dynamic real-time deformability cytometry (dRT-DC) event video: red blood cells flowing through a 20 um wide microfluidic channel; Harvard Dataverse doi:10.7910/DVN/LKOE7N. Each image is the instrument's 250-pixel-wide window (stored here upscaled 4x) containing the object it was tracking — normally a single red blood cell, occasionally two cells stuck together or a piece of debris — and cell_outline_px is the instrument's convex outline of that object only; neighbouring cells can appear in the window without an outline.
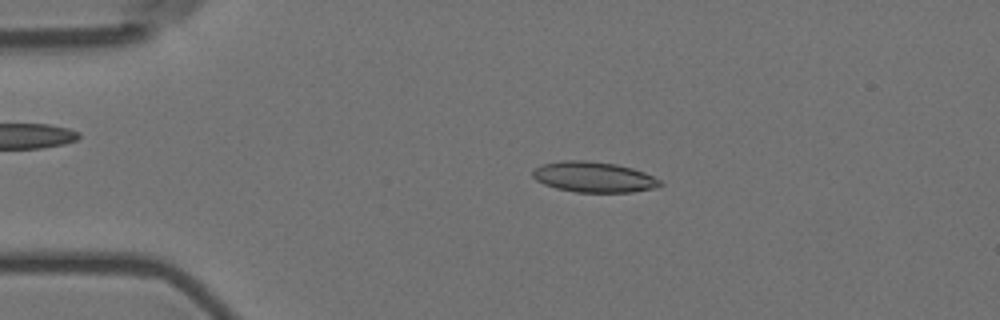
{"species": "Egyptian fruit bat (a non-hibernating species)", "species_latin": "Rousettus aegyptiacus", "temperature_condition": "room temperature", "stored_images_in_passage": 56, "camera_frame_rate_fps": 3000, "um_per_image_px": 0.085, "animal": {"sex": "female"}, "frame": {"image": 1, "passage_image": 11, "time_ms": 3.333, "image_size_px": [1000, 320], "cell_outline_px": [[664, 184], [656, 188], [632, 192], [576, 192], [556, 188], [544, 184], [536, 180], [532, 176], [532, 172], [536, 168], [544, 164], [564, 160], [588, 160], [616, 164], [632, 168], [644, 172], [660, 180]], "centroid_in_image_um": [50.49, 15.05], "position_along_channel_um": 34.5, "area_um2": 22.66}}
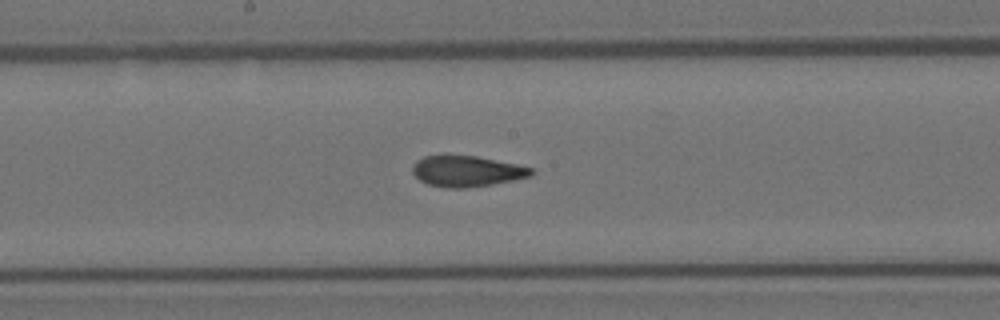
{"frame": {"image": 2, "passage_image": 29, "time_ms": 9.333, "image_size_px": [1000, 320], "cell_outline_px": [[536, 172], [532, 176], [492, 184], [464, 188], [444, 188], [428, 184], [420, 180], [412, 172], [412, 164], [416, 160], [424, 156], [476, 156], [516, 164], [532, 168]], "centroid_in_image_um": [39.67, 14.56], "position_along_channel_um": 208.5, "area_um2": 21.27}}
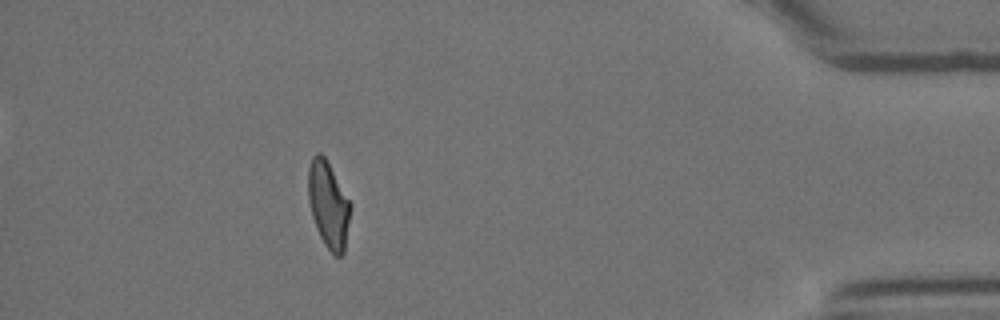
{"frame": {"image": 3, "passage_image": 50, "time_ms": 16.333, "image_size_px": [1000, 320], "cell_outline_px": [[352, 204], [344, 252], [340, 256], [336, 256], [324, 244], [316, 228], [312, 216], [308, 200], [308, 168], [312, 156], [316, 152], [320, 152], [324, 156]], "centroid_in_image_um": [27.91, 17.38], "position_along_channel_um": 407.3, "area_um2": 21.27}, "authors_computed_cell_mechanics": {"area_um2": 21.7617, "velocity_mm_per_s": 3.5819, "shape_relaxation_time_tau1_ms": null, "shape_relaxation_time_tau2_ms": 2.1232, "deformation_change_tau1": null, "deformation_change_tau2": 0.1022}}